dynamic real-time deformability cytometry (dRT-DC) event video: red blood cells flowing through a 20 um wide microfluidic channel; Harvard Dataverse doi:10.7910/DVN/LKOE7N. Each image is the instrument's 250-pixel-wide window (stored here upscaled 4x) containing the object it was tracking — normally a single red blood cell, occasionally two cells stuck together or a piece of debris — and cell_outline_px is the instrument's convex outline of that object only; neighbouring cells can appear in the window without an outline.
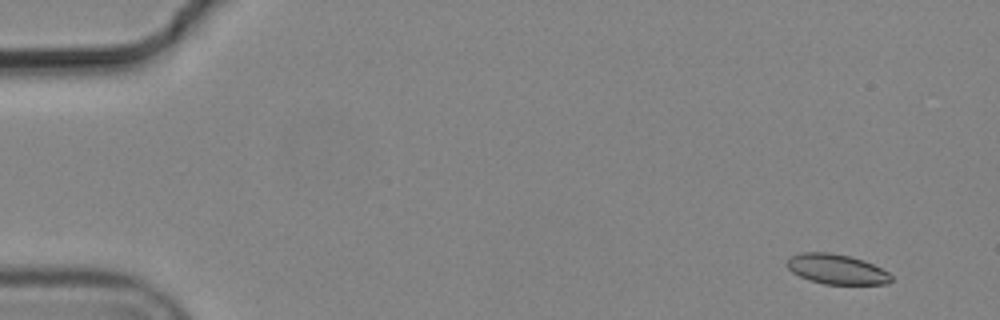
{"species": "common noctule bat (a hibernating species)", "species_latin": "Nyctalus noctula", "temperature_condition": "cold", "stored_images_in_passage": 7, "camera_frame_rate_fps": 3000, "um_per_image_px": 0.085, "animal": {"sex": "male", "body_mass_g": 19.2, "forearm_length_mm": 51.8}, "frame": {"image": 1, "passage_image": 2, "time_ms": 0.333, "image_size_px": [1000, 320], "cell_outline_px": [[892, 280], [888, 284], [824, 284], [808, 280], [792, 272], [788, 268], [788, 256], [804, 252], [828, 252], [848, 256], [864, 260], [888, 272], [892, 276]], "centroid_in_image_um": [71.11, 22.88], "position_along_channel_um": 13.9, "area_um2": 18.15}}
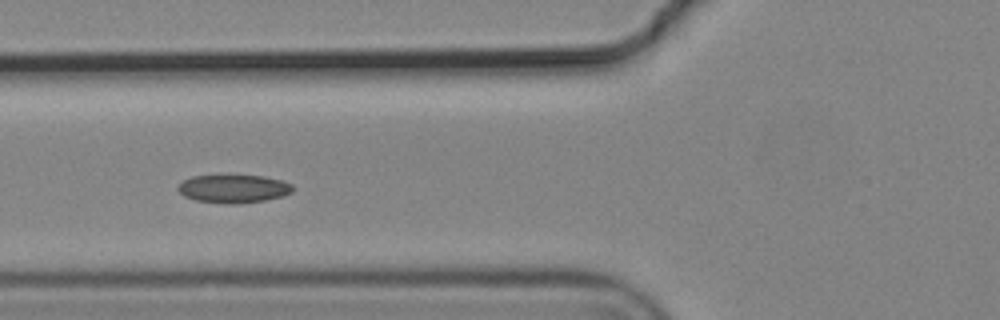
{"frame": {"image": 2, "passage_image": 7, "time_ms": 2.0, "image_size_px": [1000, 320], "cell_outline_px": [[292, 192], [284, 196], [264, 200], [236, 204], [228, 204], [196, 200], [184, 196], [176, 188], [184, 180], [192, 176], [224, 172], [228, 172], [264, 176], [280, 180], [292, 184]], "centroid_in_image_um": [19.82, 15.98], "position_along_channel_um": 106.0, "area_um2": 19.71}}